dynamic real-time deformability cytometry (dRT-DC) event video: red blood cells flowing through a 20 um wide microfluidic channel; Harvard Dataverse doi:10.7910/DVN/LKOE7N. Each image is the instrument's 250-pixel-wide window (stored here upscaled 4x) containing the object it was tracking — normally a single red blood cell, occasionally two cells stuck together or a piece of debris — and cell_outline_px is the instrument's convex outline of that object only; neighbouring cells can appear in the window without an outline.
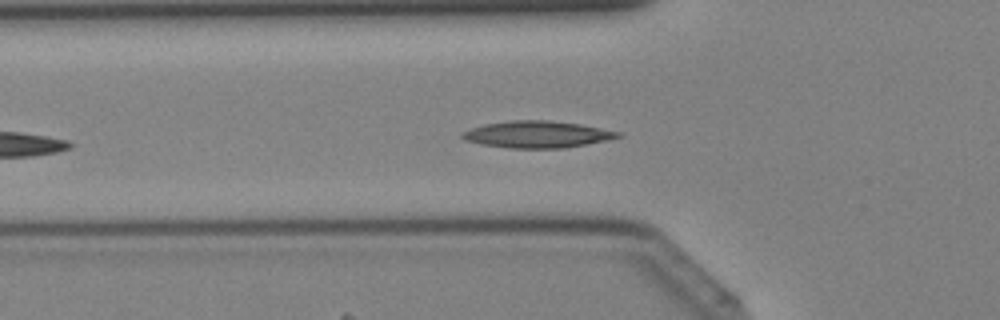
{"species": "Egyptian fruit bat (a non-hibernating species)", "species_latin": "Rousettus aegyptiacus", "temperature_condition": "cold", "stored_images_in_passage": 32, "camera_frame_rate_fps": 3000, "um_per_image_px": 0.085, "animal": {"sex": "female"}, "frame": {"image": 1, "passage_image": 6, "time_ms": 1.667, "image_size_px": [1000, 320], "cell_outline_px": [[624, 136], [608, 140], [564, 148], [512, 148], [484, 144], [464, 140], [460, 136], [464, 132], [472, 128], [484, 124], [512, 120], [548, 120], [580, 124], [620, 132]], "centroid_in_image_um": [45.69, 11.42], "position_along_channel_um": 80.1, "area_um2": 24.1}}
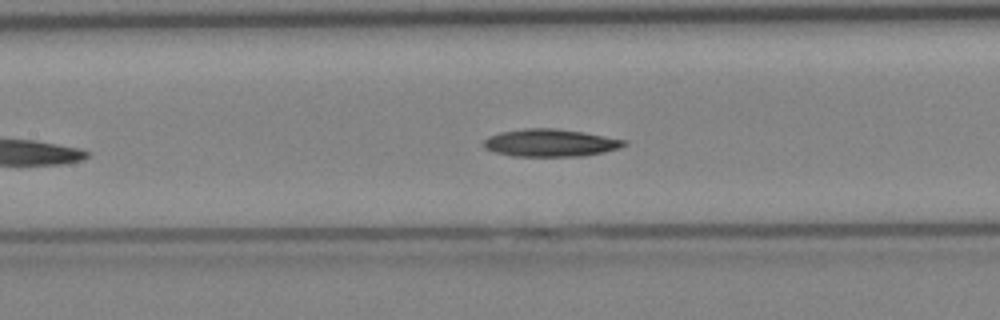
{"frame": {"image": 2, "passage_image": 11, "time_ms": 3.333, "image_size_px": [1000, 320], "cell_outline_px": [[628, 144], [620, 148], [604, 152], [584, 156], [512, 156], [492, 152], [484, 148], [484, 140], [488, 136], [500, 132], [524, 128], [552, 128], [584, 132], [628, 140]], "centroid_in_image_um": [46.79, 12.14], "position_along_channel_um": 160.6, "area_um2": 22.77}}
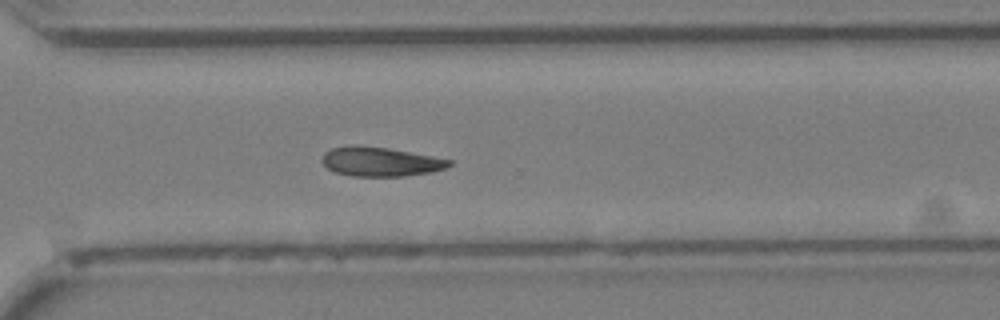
{"frame": {"image": 3, "passage_image": 22, "time_ms": 7.0, "image_size_px": [1000, 320], "cell_outline_px": [[452, 164], [448, 168], [432, 172], [404, 176], [352, 176], [336, 172], [328, 168], [320, 160], [324, 152], [332, 148], [388, 148], [432, 156], [452, 160]], "centroid_in_image_um": [32.41, 13.78], "position_along_channel_um": 338.2, "area_um2": 20.98}}